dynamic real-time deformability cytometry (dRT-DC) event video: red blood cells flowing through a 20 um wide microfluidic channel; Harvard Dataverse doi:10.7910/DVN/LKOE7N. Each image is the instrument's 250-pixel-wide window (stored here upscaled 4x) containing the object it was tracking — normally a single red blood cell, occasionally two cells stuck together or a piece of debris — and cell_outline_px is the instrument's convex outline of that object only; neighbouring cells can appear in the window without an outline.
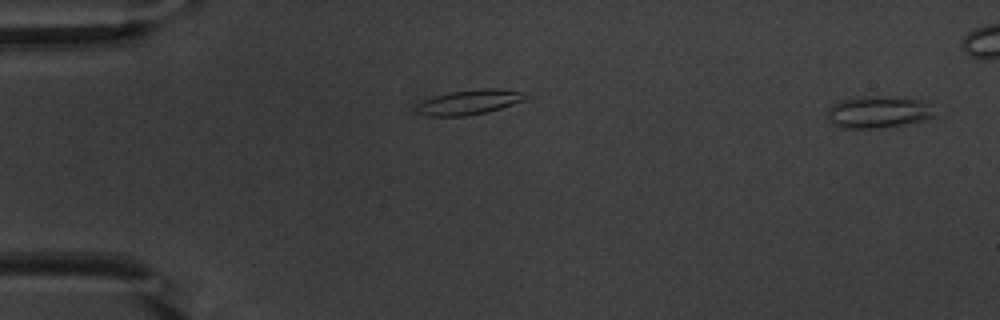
{"species": "common noctule bat (a hibernating species)", "species_latin": "Nyctalus noctula", "temperature_condition": "warm", "stored_images_in_passage": 40, "camera_frame_rate_fps": 3000, "um_per_image_px": 0.085, "animal": {"sex": "male", "body_mass_g": 20.1, "forearm_length_mm": 53.5}, "frame": {"image": 1, "passage_image": 1, "time_ms": 0.0, "image_size_px": [1000, 320], "cell_outline_px": [[936, 116], [924, 120], [904, 124], [880, 128], [840, 128], [832, 124], [828, 120], [828, 108], [832, 104], [840, 100], [860, 96], [880, 96], [932, 100]], "centroid_in_image_um": [74.71, 9.51], "position_along_channel_um": 10.3, "area_um2": 20.58}}
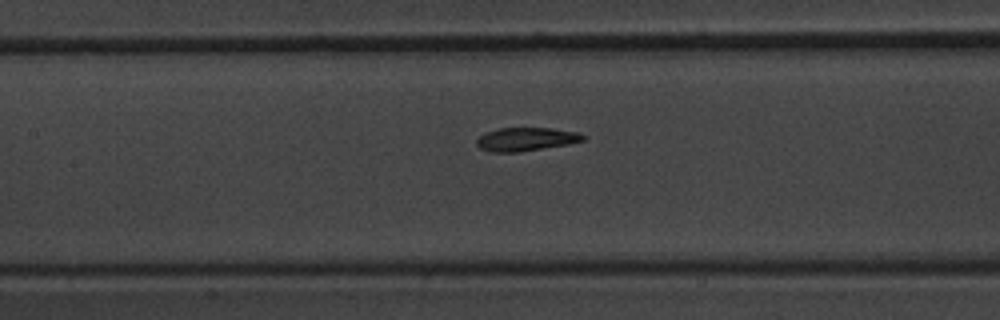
{"frame": {"image": 2, "passage_image": 12, "time_ms": 3.667, "image_size_px": [1000, 320], "cell_outline_px": [[584, 140], [568, 144], [520, 152], [492, 152], [480, 148], [476, 144], [476, 140], [480, 136], [488, 132], [500, 128], [552, 128], [576, 132], [584, 136]], "centroid_in_image_um": [44.69, 11.84], "position_along_channel_um": 162.7, "area_um2": 14.33}}
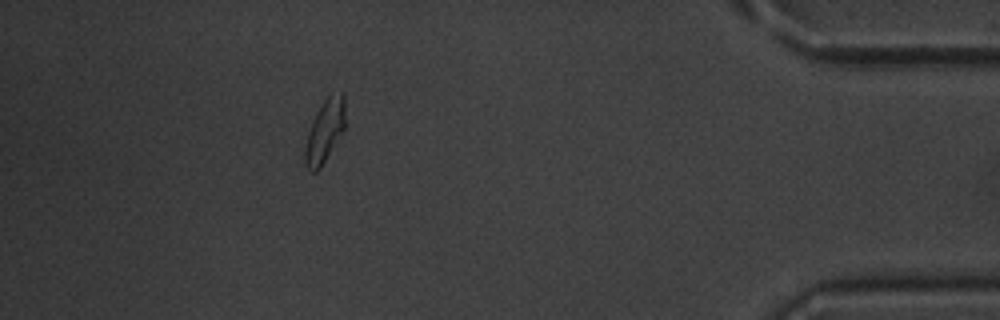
{"frame": {"image": 3, "passage_image": 35, "time_ms": 11.333, "image_size_px": [1000, 320], "cell_outline_px": [[344, 128], [320, 168], [316, 172], [312, 172], [304, 164], [304, 152], [308, 132], [312, 120], [316, 112], [324, 100], [332, 92], [340, 92], [344, 96]], "centroid_in_image_um": [27.58, 11.13], "position_along_channel_um": 407.6, "area_um2": 14.45}, "authors_computed_cell_mechanics": {"area_um2": 15.1436, "velocity_mm_per_s": 3.8115, "shape_relaxation_time_tau1_ms": 2.8828, "shape_relaxation_time_tau2_ms": 1.3715, "deformation_change_tau1": 0.1484, "deformation_change_tau2": 0.0807}}